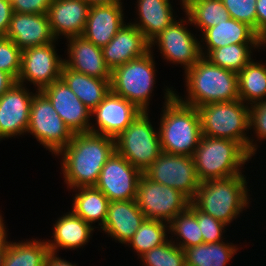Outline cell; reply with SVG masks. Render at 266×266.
<instances>
[{
  "label": "cell",
  "mask_w": 266,
  "mask_h": 266,
  "mask_svg": "<svg viewBox=\"0 0 266 266\" xmlns=\"http://www.w3.org/2000/svg\"><path fill=\"white\" fill-rule=\"evenodd\" d=\"M115 151V139L102 134L75 133L57 155L62 157V173L70 189L95 186L101 169Z\"/></svg>",
  "instance_id": "cell-1"
},
{
  "label": "cell",
  "mask_w": 266,
  "mask_h": 266,
  "mask_svg": "<svg viewBox=\"0 0 266 266\" xmlns=\"http://www.w3.org/2000/svg\"><path fill=\"white\" fill-rule=\"evenodd\" d=\"M165 89L159 135L162 152L192 156L202 137L196 107L182 103L171 89Z\"/></svg>",
  "instance_id": "cell-2"
},
{
  "label": "cell",
  "mask_w": 266,
  "mask_h": 266,
  "mask_svg": "<svg viewBox=\"0 0 266 266\" xmlns=\"http://www.w3.org/2000/svg\"><path fill=\"white\" fill-rule=\"evenodd\" d=\"M184 73L188 96L186 100L176 93L175 96L186 105L198 108L239 100L237 73L212 64L203 56Z\"/></svg>",
  "instance_id": "cell-3"
},
{
  "label": "cell",
  "mask_w": 266,
  "mask_h": 266,
  "mask_svg": "<svg viewBox=\"0 0 266 266\" xmlns=\"http://www.w3.org/2000/svg\"><path fill=\"white\" fill-rule=\"evenodd\" d=\"M243 174L201 182L191 203L205 214L230 224L249 205Z\"/></svg>",
  "instance_id": "cell-4"
},
{
  "label": "cell",
  "mask_w": 266,
  "mask_h": 266,
  "mask_svg": "<svg viewBox=\"0 0 266 266\" xmlns=\"http://www.w3.org/2000/svg\"><path fill=\"white\" fill-rule=\"evenodd\" d=\"M200 182L242 174L240 167L252 155L238 142L202 136L192 155Z\"/></svg>",
  "instance_id": "cell-5"
},
{
  "label": "cell",
  "mask_w": 266,
  "mask_h": 266,
  "mask_svg": "<svg viewBox=\"0 0 266 266\" xmlns=\"http://www.w3.org/2000/svg\"><path fill=\"white\" fill-rule=\"evenodd\" d=\"M197 110L202 136L236 141L252 156L256 154L257 145L245 132L249 130V106L240 99L202 105Z\"/></svg>",
  "instance_id": "cell-6"
},
{
  "label": "cell",
  "mask_w": 266,
  "mask_h": 266,
  "mask_svg": "<svg viewBox=\"0 0 266 266\" xmlns=\"http://www.w3.org/2000/svg\"><path fill=\"white\" fill-rule=\"evenodd\" d=\"M152 53L150 50L111 71V91L144 112L149 108V98L155 84L156 70Z\"/></svg>",
  "instance_id": "cell-7"
},
{
  "label": "cell",
  "mask_w": 266,
  "mask_h": 266,
  "mask_svg": "<svg viewBox=\"0 0 266 266\" xmlns=\"http://www.w3.org/2000/svg\"><path fill=\"white\" fill-rule=\"evenodd\" d=\"M148 111H142L115 138V151L142 173L162 153L159 131H154Z\"/></svg>",
  "instance_id": "cell-8"
},
{
  "label": "cell",
  "mask_w": 266,
  "mask_h": 266,
  "mask_svg": "<svg viewBox=\"0 0 266 266\" xmlns=\"http://www.w3.org/2000/svg\"><path fill=\"white\" fill-rule=\"evenodd\" d=\"M27 132L55 155L69 144L74 135L42 91L34 93Z\"/></svg>",
  "instance_id": "cell-9"
},
{
  "label": "cell",
  "mask_w": 266,
  "mask_h": 266,
  "mask_svg": "<svg viewBox=\"0 0 266 266\" xmlns=\"http://www.w3.org/2000/svg\"><path fill=\"white\" fill-rule=\"evenodd\" d=\"M136 201L146 219L167 223L185 211L191 203L179 190L155 182L144 173L138 182Z\"/></svg>",
  "instance_id": "cell-10"
},
{
  "label": "cell",
  "mask_w": 266,
  "mask_h": 266,
  "mask_svg": "<svg viewBox=\"0 0 266 266\" xmlns=\"http://www.w3.org/2000/svg\"><path fill=\"white\" fill-rule=\"evenodd\" d=\"M149 179L177 189L192 200L200 185L192 156L162 152L143 172Z\"/></svg>",
  "instance_id": "cell-11"
},
{
  "label": "cell",
  "mask_w": 266,
  "mask_h": 266,
  "mask_svg": "<svg viewBox=\"0 0 266 266\" xmlns=\"http://www.w3.org/2000/svg\"><path fill=\"white\" fill-rule=\"evenodd\" d=\"M143 173L116 151L101 169L95 187L111 201L136 200L138 182Z\"/></svg>",
  "instance_id": "cell-12"
},
{
  "label": "cell",
  "mask_w": 266,
  "mask_h": 266,
  "mask_svg": "<svg viewBox=\"0 0 266 266\" xmlns=\"http://www.w3.org/2000/svg\"><path fill=\"white\" fill-rule=\"evenodd\" d=\"M54 43L22 50L21 71L16 82L25 85L27 80L41 91L61 79L64 59L57 55Z\"/></svg>",
  "instance_id": "cell-13"
},
{
  "label": "cell",
  "mask_w": 266,
  "mask_h": 266,
  "mask_svg": "<svg viewBox=\"0 0 266 266\" xmlns=\"http://www.w3.org/2000/svg\"><path fill=\"white\" fill-rule=\"evenodd\" d=\"M186 20L173 21L165 30L150 42L158 45L163 57L172 63L181 64L185 72L193 67L202 57L201 43L191 32L184 27Z\"/></svg>",
  "instance_id": "cell-14"
},
{
  "label": "cell",
  "mask_w": 266,
  "mask_h": 266,
  "mask_svg": "<svg viewBox=\"0 0 266 266\" xmlns=\"http://www.w3.org/2000/svg\"><path fill=\"white\" fill-rule=\"evenodd\" d=\"M33 96L16 82L0 97V141L27 133Z\"/></svg>",
  "instance_id": "cell-15"
},
{
  "label": "cell",
  "mask_w": 266,
  "mask_h": 266,
  "mask_svg": "<svg viewBox=\"0 0 266 266\" xmlns=\"http://www.w3.org/2000/svg\"><path fill=\"white\" fill-rule=\"evenodd\" d=\"M53 105L64 124L75 133L90 132L91 111L62 80L53 82L41 90Z\"/></svg>",
  "instance_id": "cell-16"
},
{
  "label": "cell",
  "mask_w": 266,
  "mask_h": 266,
  "mask_svg": "<svg viewBox=\"0 0 266 266\" xmlns=\"http://www.w3.org/2000/svg\"><path fill=\"white\" fill-rule=\"evenodd\" d=\"M141 112L133 103L110 90L91 113L96 117L98 129L91 126L90 132L115 139Z\"/></svg>",
  "instance_id": "cell-17"
},
{
  "label": "cell",
  "mask_w": 266,
  "mask_h": 266,
  "mask_svg": "<svg viewBox=\"0 0 266 266\" xmlns=\"http://www.w3.org/2000/svg\"><path fill=\"white\" fill-rule=\"evenodd\" d=\"M5 37L21 50L56 41L47 14L13 12Z\"/></svg>",
  "instance_id": "cell-18"
},
{
  "label": "cell",
  "mask_w": 266,
  "mask_h": 266,
  "mask_svg": "<svg viewBox=\"0 0 266 266\" xmlns=\"http://www.w3.org/2000/svg\"><path fill=\"white\" fill-rule=\"evenodd\" d=\"M152 50L150 42L132 23H126L119 29L113 39L102 48L106 65L112 71L117 66L139 58Z\"/></svg>",
  "instance_id": "cell-19"
},
{
  "label": "cell",
  "mask_w": 266,
  "mask_h": 266,
  "mask_svg": "<svg viewBox=\"0 0 266 266\" xmlns=\"http://www.w3.org/2000/svg\"><path fill=\"white\" fill-rule=\"evenodd\" d=\"M89 9L83 0H52L47 16L55 39L60 35L67 39L82 35Z\"/></svg>",
  "instance_id": "cell-20"
},
{
  "label": "cell",
  "mask_w": 266,
  "mask_h": 266,
  "mask_svg": "<svg viewBox=\"0 0 266 266\" xmlns=\"http://www.w3.org/2000/svg\"><path fill=\"white\" fill-rule=\"evenodd\" d=\"M122 3L90 6L83 36L103 48L124 25Z\"/></svg>",
  "instance_id": "cell-21"
},
{
  "label": "cell",
  "mask_w": 266,
  "mask_h": 266,
  "mask_svg": "<svg viewBox=\"0 0 266 266\" xmlns=\"http://www.w3.org/2000/svg\"><path fill=\"white\" fill-rule=\"evenodd\" d=\"M69 59L64 64L85 75L99 79H111V70L106 65L102 48L97 47L83 35L68 38Z\"/></svg>",
  "instance_id": "cell-22"
},
{
  "label": "cell",
  "mask_w": 266,
  "mask_h": 266,
  "mask_svg": "<svg viewBox=\"0 0 266 266\" xmlns=\"http://www.w3.org/2000/svg\"><path fill=\"white\" fill-rule=\"evenodd\" d=\"M145 219L136 200L111 201L102 230L119 243L127 244Z\"/></svg>",
  "instance_id": "cell-23"
},
{
  "label": "cell",
  "mask_w": 266,
  "mask_h": 266,
  "mask_svg": "<svg viewBox=\"0 0 266 266\" xmlns=\"http://www.w3.org/2000/svg\"><path fill=\"white\" fill-rule=\"evenodd\" d=\"M202 35L201 41H205L207 46V53L203 52V46L201 47L203 57L211 50L230 44L265 43L252 27L233 18L206 29Z\"/></svg>",
  "instance_id": "cell-24"
},
{
  "label": "cell",
  "mask_w": 266,
  "mask_h": 266,
  "mask_svg": "<svg viewBox=\"0 0 266 266\" xmlns=\"http://www.w3.org/2000/svg\"><path fill=\"white\" fill-rule=\"evenodd\" d=\"M93 230L94 228L91 224L69 211L54 224V241H46V243L52 253L58 252L60 248H80L89 241Z\"/></svg>",
  "instance_id": "cell-25"
},
{
  "label": "cell",
  "mask_w": 266,
  "mask_h": 266,
  "mask_svg": "<svg viewBox=\"0 0 266 266\" xmlns=\"http://www.w3.org/2000/svg\"><path fill=\"white\" fill-rule=\"evenodd\" d=\"M61 79L92 112L110 92L111 79H99L74 71L63 64Z\"/></svg>",
  "instance_id": "cell-26"
},
{
  "label": "cell",
  "mask_w": 266,
  "mask_h": 266,
  "mask_svg": "<svg viewBox=\"0 0 266 266\" xmlns=\"http://www.w3.org/2000/svg\"><path fill=\"white\" fill-rule=\"evenodd\" d=\"M139 22L133 23L151 42L176 19L170 0H137Z\"/></svg>",
  "instance_id": "cell-27"
},
{
  "label": "cell",
  "mask_w": 266,
  "mask_h": 266,
  "mask_svg": "<svg viewBox=\"0 0 266 266\" xmlns=\"http://www.w3.org/2000/svg\"><path fill=\"white\" fill-rule=\"evenodd\" d=\"M77 189L78 193L73 198L71 211L91 225L93 222L100 221L101 229L105 224L110 200L95 186Z\"/></svg>",
  "instance_id": "cell-28"
},
{
  "label": "cell",
  "mask_w": 266,
  "mask_h": 266,
  "mask_svg": "<svg viewBox=\"0 0 266 266\" xmlns=\"http://www.w3.org/2000/svg\"><path fill=\"white\" fill-rule=\"evenodd\" d=\"M238 248L223 241L203 243L183 249L186 266H225Z\"/></svg>",
  "instance_id": "cell-29"
},
{
  "label": "cell",
  "mask_w": 266,
  "mask_h": 266,
  "mask_svg": "<svg viewBox=\"0 0 266 266\" xmlns=\"http://www.w3.org/2000/svg\"><path fill=\"white\" fill-rule=\"evenodd\" d=\"M49 253L46 241L8 242L2 266H45Z\"/></svg>",
  "instance_id": "cell-30"
},
{
  "label": "cell",
  "mask_w": 266,
  "mask_h": 266,
  "mask_svg": "<svg viewBox=\"0 0 266 266\" xmlns=\"http://www.w3.org/2000/svg\"><path fill=\"white\" fill-rule=\"evenodd\" d=\"M265 65L251 60L237 73L238 96L242 102L251 105L266 98Z\"/></svg>",
  "instance_id": "cell-31"
},
{
  "label": "cell",
  "mask_w": 266,
  "mask_h": 266,
  "mask_svg": "<svg viewBox=\"0 0 266 266\" xmlns=\"http://www.w3.org/2000/svg\"><path fill=\"white\" fill-rule=\"evenodd\" d=\"M183 9L187 22L200 28L201 33L230 18L222 0H194Z\"/></svg>",
  "instance_id": "cell-32"
},
{
  "label": "cell",
  "mask_w": 266,
  "mask_h": 266,
  "mask_svg": "<svg viewBox=\"0 0 266 266\" xmlns=\"http://www.w3.org/2000/svg\"><path fill=\"white\" fill-rule=\"evenodd\" d=\"M265 44L266 43L230 44L211 50L205 58L212 64L238 73L252 60L251 49L261 47L262 45L264 47Z\"/></svg>",
  "instance_id": "cell-33"
},
{
  "label": "cell",
  "mask_w": 266,
  "mask_h": 266,
  "mask_svg": "<svg viewBox=\"0 0 266 266\" xmlns=\"http://www.w3.org/2000/svg\"><path fill=\"white\" fill-rule=\"evenodd\" d=\"M169 231L174 233L177 239H180V242H176V245L181 249L204 243L203 235L197 222V208L192 203L185 211L179 213L169 222Z\"/></svg>",
  "instance_id": "cell-34"
},
{
  "label": "cell",
  "mask_w": 266,
  "mask_h": 266,
  "mask_svg": "<svg viewBox=\"0 0 266 266\" xmlns=\"http://www.w3.org/2000/svg\"><path fill=\"white\" fill-rule=\"evenodd\" d=\"M166 230L169 231V223L145 219L127 244L134 248L137 255L142 256L168 240Z\"/></svg>",
  "instance_id": "cell-35"
},
{
  "label": "cell",
  "mask_w": 266,
  "mask_h": 266,
  "mask_svg": "<svg viewBox=\"0 0 266 266\" xmlns=\"http://www.w3.org/2000/svg\"><path fill=\"white\" fill-rule=\"evenodd\" d=\"M145 266H186L185 253L175 241L167 240L162 245L140 256Z\"/></svg>",
  "instance_id": "cell-36"
},
{
  "label": "cell",
  "mask_w": 266,
  "mask_h": 266,
  "mask_svg": "<svg viewBox=\"0 0 266 266\" xmlns=\"http://www.w3.org/2000/svg\"><path fill=\"white\" fill-rule=\"evenodd\" d=\"M22 50L12 40L0 36V71L7 72L16 81L21 71Z\"/></svg>",
  "instance_id": "cell-37"
},
{
  "label": "cell",
  "mask_w": 266,
  "mask_h": 266,
  "mask_svg": "<svg viewBox=\"0 0 266 266\" xmlns=\"http://www.w3.org/2000/svg\"><path fill=\"white\" fill-rule=\"evenodd\" d=\"M257 0H222L230 18L248 24L256 32Z\"/></svg>",
  "instance_id": "cell-38"
},
{
  "label": "cell",
  "mask_w": 266,
  "mask_h": 266,
  "mask_svg": "<svg viewBox=\"0 0 266 266\" xmlns=\"http://www.w3.org/2000/svg\"><path fill=\"white\" fill-rule=\"evenodd\" d=\"M197 222L203 235L204 243H218L223 240L224 231L222 230L226 226L225 223L203 213L199 209H197Z\"/></svg>",
  "instance_id": "cell-39"
},
{
  "label": "cell",
  "mask_w": 266,
  "mask_h": 266,
  "mask_svg": "<svg viewBox=\"0 0 266 266\" xmlns=\"http://www.w3.org/2000/svg\"><path fill=\"white\" fill-rule=\"evenodd\" d=\"M254 128L257 141L266 138V99L249 107V129Z\"/></svg>",
  "instance_id": "cell-40"
},
{
  "label": "cell",
  "mask_w": 266,
  "mask_h": 266,
  "mask_svg": "<svg viewBox=\"0 0 266 266\" xmlns=\"http://www.w3.org/2000/svg\"><path fill=\"white\" fill-rule=\"evenodd\" d=\"M52 0H13V12L27 14H47Z\"/></svg>",
  "instance_id": "cell-41"
},
{
  "label": "cell",
  "mask_w": 266,
  "mask_h": 266,
  "mask_svg": "<svg viewBox=\"0 0 266 266\" xmlns=\"http://www.w3.org/2000/svg\"><path fill=\"white\" fill-rule=\"evenodd\" d=\"M256 33L266 43V0L256 1Z\"/></svg>",
  "instance_id": "cell-42"
},
{
  "label": "cell",
  "mask_w": 266,
  "mask_h": 266,
  "mask_svg": "<svg viewBox=\"0 0 266 266\" xmlns=\"http://www.w3.org/2000/svg\"><path fill=\"white\" fill-rule=\"evenodd\" d=\"M13 14L12 4L9 0H0V36H5Z\"/></svg>",
  "instance_id": "cell-43"
},
{
  "label": "cell",
  "mask_w": 266,
  "mask_h": 266,
  "mask_svg": "<svg viewBox=\"0 0 266 266\" xmlns=\"http://www.w3.org/2000/svg\"><path fill=\"white\" fill-rule=\"evenodd\" d=\"M6 227L4 226L2 216L0 214V266L3 264L4 255L7 249L8 241L6 239L7 232Z\"/></svg>",
  "instance_id": "cell-44"
},
{
  "label": "cell",
  "mask_w": 266,
  "mask_h": 266,
  "mask_svg": "<svg viewBox=\"0 0 266 266\" xmlns=\"http://www.w3.org/2000/svg\"><path fill=\"white\" fill-rule=\"evenodd\" d=\"M16 80L7 72L0 71V97L14 84Z\"/></svg>",
  "instance_id": "cell-45"
},
{
  "label": "cell",
  "mask_w": 266,
  "mask_h": 266,
  "mask_svg": "<svg viewBox=\"0 0 266 266\" xmlns=\"http://www.w3.org/2000/svg\"><path fill=\"white\" fill-rule=\"evenodd\" d=\"M56 255L57 253L50 252L47 256L45 266H76L75 264L73 265L72 263L64 259L57 257Z\"/></svg>",
  "instance_id": "cell-46"
},
{
  "label": "cell",
  "mask_w": 266,
  "mask_h": 266,
  "mask_svg": "<svg viewBox=\"0 0 266 266\" xmlns=\"http://www.w3.org/2000/svg\"><path fill=\"white\" fill-rule=\"evenodd\" d=\"M83 1L88 3L90 6L122 3L121 0H83Z\"/></svg>",
  "instance_id": "cell-47"
},
{
  "label": "cell",
  "mask_w": 266,
  "mask_h": 266,
  "mask_svg": "<svg viewBox=\"0 0 266 266\" xmlns=\"http://www.w3.org/2000/svg\"><path fill=\"white\" fill-rule=\"evenodd\" d=\"M182 1V4L183 7L182 8H185L191 1H194V0H181Z\"/></svg>",
  "instance_id": "cell-48"
}]
</instances>
